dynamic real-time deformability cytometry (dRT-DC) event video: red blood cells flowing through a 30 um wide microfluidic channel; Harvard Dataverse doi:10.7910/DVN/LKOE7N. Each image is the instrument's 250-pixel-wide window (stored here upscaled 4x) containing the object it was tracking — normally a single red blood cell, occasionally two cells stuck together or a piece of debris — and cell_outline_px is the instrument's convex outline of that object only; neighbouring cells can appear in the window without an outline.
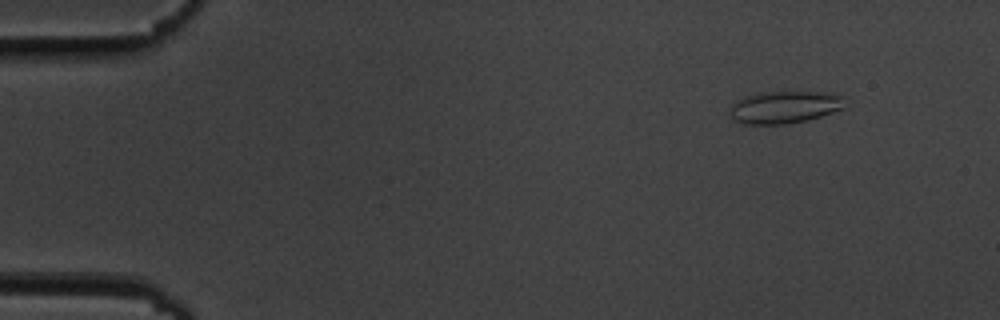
{"species": "common noctule bat (a hibernating species)", "species_latin": "Nyctalus noctula", "temperature_condition": "cold", "stored_images_in_passage": 56, "camera_frame_rate_fps": 3000, "um_per_image_px": 0.085, "animal": {"sex": "male", "body_mass_g": 19.5, "forearm_length_mm": 54.6}, "frame": {"image": 1, "passage_image": 6, "time_ms": 1.667, "image_size_px": [1000, 320], "cell_outline_px": [[844, 108], [808, 120], [784, 124], [744, 124], [736, 120], [732, 116], [732, 104], [748, 96], [764, 92], [840, 92]], "centroid_in_image_um": [66.76, 9.1], "position_along_channel_um": 18.2, "area_um2": 21.27}}
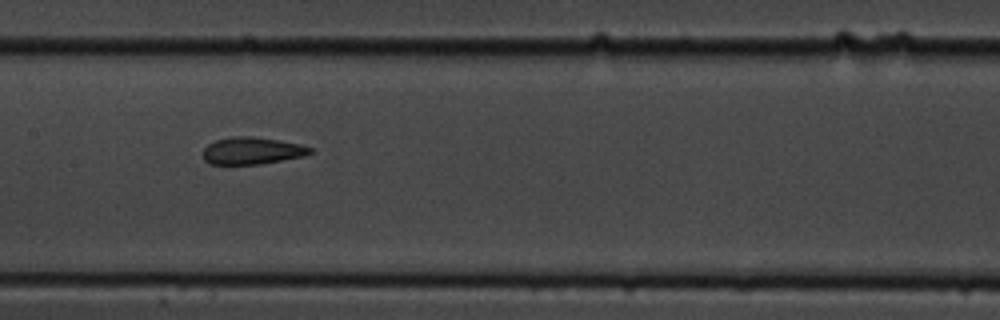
{"frame": {"image": 2, "passage_image": 28, "time_ms": 9.0, "image_size_px": [1000, 320], "cell_outline_px": [[312, 152], [304, 156], [260, 164], [208, 164], [204, 160], [204, 148], [208, 144], [216, 140], [236, 136], [252, 136], [280, 140], [300, 144], [312, 148]], "centroid_in_image_um": [21.43, 12.81], "position_along_channel_um": 186.0, "area_um2": 16.88}}
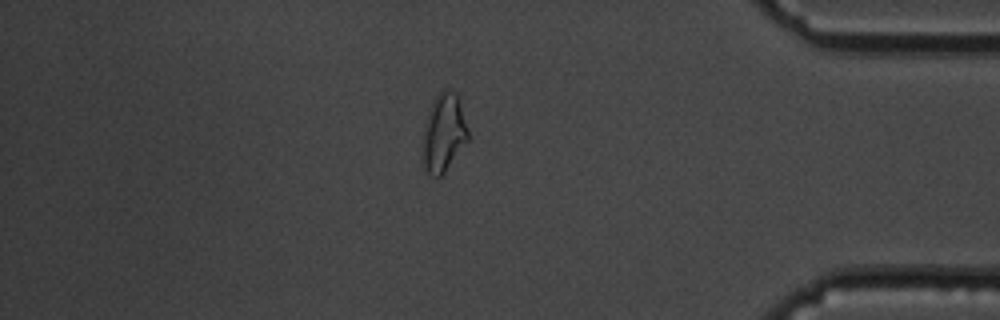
{"frame": {"image": 3, "passage_image": 48, "time_ms": 15.667, "image_size_px": [1000, 320], "cell_outline_px": [[468, 140], [444, 172], [440, 176], [432, 176], [424, 168], [420, 156], [424, 124], [432, 100], [436, 92], [444, 88], [448, 88], [456, 92], [460, 96], [468, 128]], "centroid_in_image_um": [37.69, 11.22], "position_along_channel_um": 397.5, "area_um2": 21.44}, "authors_computed_cell_mechanics": {"area_um2": 18.785, "velocity_mm_per_s": 3.62, "shape_relaxation_time_tau1_ms": 4.6743, "shape_relaxation_time_tau2_ms": 3.8, "deformation_change_tau1": 0.1258, "deformation_change_tau2": 0.1004}}